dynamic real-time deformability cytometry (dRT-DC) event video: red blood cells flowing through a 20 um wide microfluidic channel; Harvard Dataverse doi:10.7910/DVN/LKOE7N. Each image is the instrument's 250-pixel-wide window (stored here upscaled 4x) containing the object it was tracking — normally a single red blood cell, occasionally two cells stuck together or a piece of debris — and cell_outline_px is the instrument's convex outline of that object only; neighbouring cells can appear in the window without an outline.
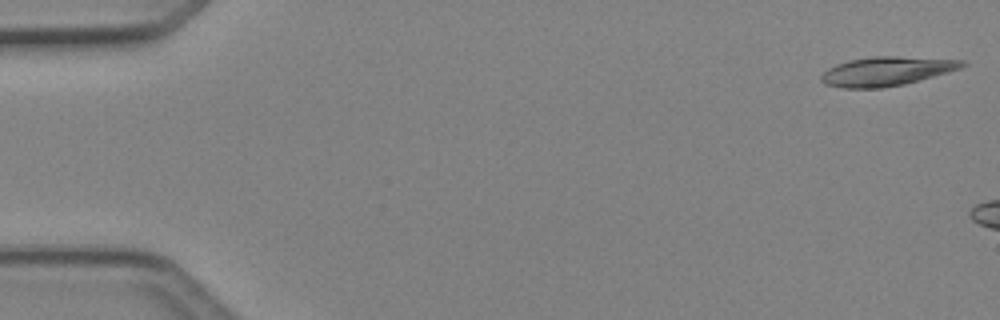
{"species": "Egyptian fruit bat (a non-hibernating species)", "species_latin": "Rousettus aegyptiacus", "temperature_condition": "cold", "stored_images_in_passage": 8, "camera_frame_rate_fps": 3000, "um_per_image_px": 0.085, "animal": {"sex": "female"}, "frame": {"image": 1, "passage_image": 1, "time_ms": 0.0, "image_size_px": [1000, 320], "cell_outline_px": [[968, 64], [960, 68], [904, 84], [884, 88], [844, 88], [824, 84], [820, 80], [820, 76], [828, 68], [836, 64], [848, 60], [872, 56], [896, 56], [964, 60]], "centroid_in_image_um": [75.31, 6.05], "position_along_channel_um": 9.7, "area_um2": 23.81}}